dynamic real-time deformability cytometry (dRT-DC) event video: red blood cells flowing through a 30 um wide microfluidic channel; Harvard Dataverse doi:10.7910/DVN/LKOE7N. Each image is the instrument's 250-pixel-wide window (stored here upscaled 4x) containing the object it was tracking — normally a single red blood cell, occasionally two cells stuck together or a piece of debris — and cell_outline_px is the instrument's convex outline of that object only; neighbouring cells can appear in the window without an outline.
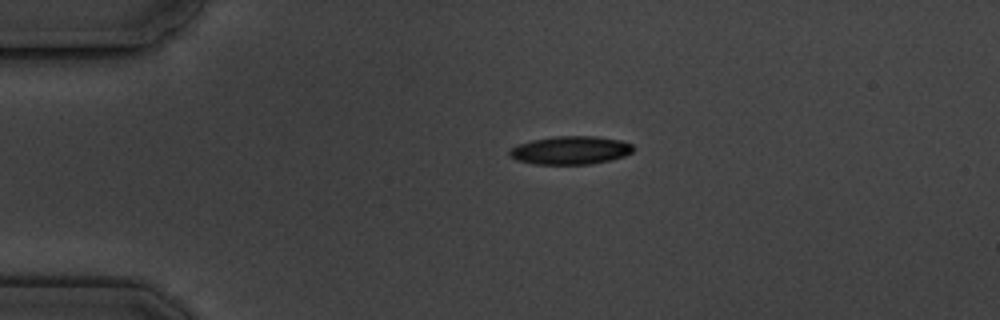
{"species": "common noctule bat (a hibernating species)", "species_latin": "Nyctalus noctula", "temperature_condition": "cold", "stored_images_in_passage": 2, "camera_frame_rate_fps": 3000, "um_per_image_px": 0.085, "animal": {"sex": "male", "body_mass_g": 19.5, "forearm_length_mm": 54.6}, "frame": {"image": 1, "passage_image": 1, "time_ms": 0.0, "image_size_px": [1000, 320], "cell_outline_px": [[636, 148], [632, 152], [624, 156], [612, 160], [588, 164], [536, 164], [516, 160], [508, 152], [512, 148], [520, 144], [532, 140], [556, 136], [596, 136], [620, 140], [632, 144]], "centroid_in_image_um": [48.54, 12.77], "position_along_channel_um": 36.5, "area_um2": 20.29}}